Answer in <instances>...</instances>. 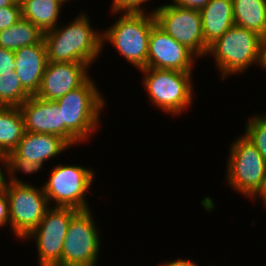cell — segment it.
<instances>
[{
	"label": "cell",
	"mask_w": 266,
	"mask_h": 266,
	"mask_svg": "<svg viewBox=\"0 0 266 266\" xmlns=\"http://www.w3.org/2000/svg\"><path fill=\"white\" fill-rule=\"evenodd\" d=\"M83 12L67 26L44 32L47 58L51 62H76L92 65L103 49L102 31L93 30Z\"/></svg>",
	"instance_id": "cell-1"
},
{
	"label": "cell",
	"mask_w": 266,
	"mask_h": 266,
	"mask_svg": "<svg viewBox=\"0 0 266 266\" xmlns=\"http://www.w3.org/2000/svg\"><path fill=\"white\" fill-rule=\"evenodd\" d=\"M62 115V138L70 145L88 140L99 127L105 99L90 77L82 86L55 100Z\"/></svg>",
	"instance_id": "cell-2"
},
{
	"label": "cell",
	"mask_w": 266,
	"mask_h": 266,
	"mask_svg": "<svg viewBox=\"0 0 266 266\" xmlns=\"http://www.w3.org/2000/svg\"><path fill=\"white\" fill-rule=\"evenodd\" d=\"M154 11L122 13L108 30L102 31V45L108 40L138 70L147 68L149 35L156 24Z\"/></svg>",
	"instance_id": "cell-3"
},
{
	"label": "cell",
	"mask_w": 266,
	"mask_h": 266,
	"mask_svg": "<svg viewBox=\"0 0 266 266\" xmlns=\"http://www.w3.org/2000/svg\"><path fill=\"white\" fill-rule=\"evenodd\" d=\"M262 36L244 27L233 25L220 38L208 46L206 55H213L221 78L245 72L259 64Z\"/></svg>",
	"instance_id": "cell-4"
},
{
	"label": "cell",
	"mask_w": 266,
	"mask_h": 266,
	"mask_svg": "<svg viewBox=\"0 0 266 266\" xmlns=\"http://www.w3.org/2000/svg\"><path fill=\"white\" fill-rule=\"evenodd\" d=\"M143 84L153 106L173 115L192 105V72L144 68Z\"/></svg>",
	"instance_id": "cell-5"
},
{
	"label": "cell",
	"mask_w": 266,
	"mask_h": 266,
	"mask_svg": "<svg viewBox=\"0 0 266 266\" xmlns=\"http://www.w3.org/2000/svg\"><path fill=\"white\" fill-rule=\"evenodd\" d=\"M227 184L250 199L266 177V162L256 147L244 136L233 142L227 162Z\"/></svg>",
	"instance_id": "cell-6"
},
{
	"label": "cell",
	"mask_w": 266,
	"mask_h": 266,
	"mask_svg": "<svg viewBox=\"0 0 266 266\" xmlns=\"http://www.w3.org/2000/svg\"><path fill=\"white\" fill-rule=\"evenodd\" d=\"M50 173L49 179L41 186L50 205L54 200V206L89 209L86 193L95 178L91 169L79 165L58 164L52 167Z\"/></svg>",
	"instance_id": "cell-7"
},
{
	"label": "cell",
	"mask_w": 266,
	"mask_h": 266,
	"mask_svg": "<svg viewBox=\"0 0 266 266\" xmlns=\"http://www.w3.org/2000/svg\"><path fill=\"white\" fill-rule=\"evenodd\" d=\"M11 231L24 239L35 229L50 207L43 187L6 182ZM49 205V206H48Z\"/></svg>",
	"instance_id": "cell-8"
},
{
	"label": "cell",
	"mask_w": 266,
	"mask_h": 266,
	"mask_svg": "<svg viewBox=\"0 0 266 266\" xmlns=\"http://www.w3.org/2000/svg\"><path fill=\"white\" fill-rule=\"evenodd\" d=\"M91 210H79L70 220L60 266H97L100 253L99 228Z\"/></svg>",
	"instance_id": "cell-9"
},
{
	"label": "cell",
	"mask_w": 266,
	"mask_h": 266,
	"mask_svg": "<svg viewBox=\"0 0 266 266\" xmlns=\"http://www.w3.org/2000/svg\"><path fill=\"white\" fill-rule=\"evenodd\" d=\"M156 24L196 57L205 56V44L199 10L180 7L173 2L160 5L154 11Z\"/></svg>",
	"instance_id": "cell-10"
},
{
	"label": "cell",
	"mask_w": 266,
	"mask_h": 266,
	"mask_svg": "<svg viewBox=\"0 0 266 266\" xmlns=\"http://www.w3.org/2000/svg\"><path fill=\"white\" fill-rule=\"evenodd\" d=\"M79 210L52 205L43 219L24 239L35 238L39 266H60L62 249L71 218Z\"/></svg>",
	"instance_id": "cell-11"
},
{
	"label": "cell",
	"mask_w": 266,
	"mask_h": 266,
	"mask_svg": "<svg viewBox=\"0 0 266 266\" xmlns=\"http://www.w3.org/2000/svg\"><path fill=\"white\" fill-rule=\"evenodd\" d=\"M197 57L155 24L149 35L147 68L191 72Z\"/></svg>",
	"instance_id": "cell-12"
},
{
	"label": "cell",
	"mask_w": 266,
	"mask_h": 266,
	"mask_svg": "<svg viewBox=\"0 0 266 266\" xmlns=\"http://www.w3.org/2000/svg\"><path fill=\"white\" fill-rule=\"evenodd\" d=\"M89 67L84 63L48 61L36 96L51 101L61 98L90 78Z\"/></svg>",
	"instance_id": "cell-13"
},
{
	"label": "cell",
	"mask_w": 266,
	"mask_h": 266,
	"mask_svg": "<svg viewBox=\"0 0 266 266\" xmlns=\"http://www.w3.org/2000/svg\"><path fill=\"white\" fill-rule=\"evenodd\" d=\"M19 108L25 132L55 134L62 138V115L56 101L31 95Z\"/></svg>",
	"instance_id": "cell-14"
},
{
	"label": "cell",
	"mask_w": 266,
	"mask_h": 266,
	"mask_svg": "<svg viewBox=\"0 0 266 266\" xmlns=\"http://www.w3.org/2000/svg\"><path fill=\"white\" fill-rule=\"evenodd\" d=\"M14 54L15 74L19 77L22 87L30 95H36L48 63L44 40L38 44L21 47L14 51Z\"/></svg>",
	"instance_id": "cell-15"
},
{
	"label": "cell",
	"mask_w": 266,
	"mask_h": 266,
	"mask_svg": "<svg viewBox=\"0 0 266 266\" xmlns=\"http://www.w3.org/2000/svg\"><path fill=\"white\" fill-rule=\"evenodd\" d=\"M71 146L60 136L46 133L25 132L13 150L19 157L31 162H42L58 156Z\"/></svg>",
	"instance_id": "cell-16"
},
{
	"label": "cell",
	"mask_w": 266,
	"mask_h": 266,
	"mask_svg": "<svg viewBox=\"0 0 266 266\" xmlns=\"http://www.w3.org/2000/svg\"><path fill=\"white\" fill-rule=\"evenodd\" d=\"M199 12L207 46L220 38L234 25L232 0H211Z\"/></svg>",
	"instance_id": "cell-17"
},
{
	"label": "cell",
	"mask_w": 266,
	"mask_h": 266,
	"mask_svg": "<svg viewBox=\"0 0 266 266\" xmlns=\"http://www.w3.org/2000/svg\"><path fill=\"white\" fill-rule=\"evenodd\" d=\"M63 3L64 0H21V17L47 32L58 25Z\"/></svg>",
	"instance_id": "cell-18"
},
{
	"label": "cell",
	"mask_w": 266,
	"mask_h": 266,
	"mask_svg": "<svg viewBox=\"0 0 266 266\" xmlns=\"http://www.w3.org/2000/svg\"><path fill=\"white\" fill-rule=\"evenodd\" d=\"M232 4L234 24L263 37L266 33V0H232Z\"/></svg>",
	"instance_id": "cell-19"
},
{
	"label": "cell",
	"mask_w": 266,
	"mask_h": 266,
	"mask_svg": "<svg viewBox=\"0 0 266 266\" xmlns=\"http://www.w3.org/2000/svg\"><path fill=\"white\" fill-rule=\"evenodd\" d=\"M25 125L19 107L0 106V152L7 155L23 138Z\"/></svg>",
	"instance_id": "cell-20"
},
{
	"label": "cell",
	"mask_w": 266,
	"mask_h": 266,
	"mask_svg": "<svg viewBox=\"0 0 266 266\" xmlns=\"http://www.w3.org/2000/svg\"><path fill=\"white\" fill-rule=\"evenodd\" d=\"M43 35L44 32L37 26L21 17L11 27L0 31V47L16 51L21 47L40 43Z\"/></svg>",
	"instance_id": "cell-21"
},
{
	"label": "cell",
	"mask_w": 266,
	"mask_h": 266,
	"mask_svg": "<svg viewBox=\"0 0 266 266\" xmlns=\"http://www.w3.org/2000/svg\"><path fill=\"white\" fill-rule=\"evenodd\" d=\"M30 96L15 73L0 76V106L20 107Z\"/></svg>",
	"instance_id": "cell-22"
},
{
	"label": "cell",
	"mask_w": 266,
	"mask_h": 266,
	"mask_svg": "<svg viewBox=\"0 0 266 266\" xmlns=\"http://www.w3.org/2000/svg\"><path fill=\"white\" fill-rule=\"evenodd\" d=\"M44 164L42 162L36 161L31 162L27 161L25 158L19 157L14 151H11L6 155V174L9 178L6 179V182L14 183V184H26L22 179L16 177L14 173L21 171L24 174H32L36 173ZM10 174V175H9ZM22 180V181H21Z\"/></svg>",
	"instance_id": "cell-23"
},
{
	"label": "cell",
	"mask_w": 266,
	"mask_h": 266,
	"mask_svg": "<svg viewBox=\"0 0 266 266\" xmlns=\"http://www.w3.org/2000/svg\"><path fill=\"white\" fill-rule=\"evenodd\" d=\"M246 124V132L243 135L256 147L266 162V115H256Z\"/></svg>",
	"instance_id": "cell-24"
},
{
	"label": "cell",
	"mask_w": 266,
	"mask_h": 266,
	"mask_svg": "<svg viewBox=\"0 0 266 266\" xmlns=\"http://www.w3.org/2000/svg\"><path fill=\"white\" fill-rule=\"evenodd\" d=\"M21 18V5L16 1L11 6L0 8V31L14 25Z\"/></svg>",
	"instance_id": "cell-25"
},
{
	"label": "cell",
	"mask_w": 266,
	"mask_h": 266,
	"mask_svg": "<svg viewBox=\"0 0 266 266\" xmlns=\"http://www.w3.org/2000/svg\"><path fill=\"white\" fill-rule=\"evenodd\" d=\"M112 13H132V14H145L142 9V4L150 0H112Z\"/></svg>",
	"instance_id": "cell-26"
},
{
	"label": "cell",
	"mask_w": 266,
	"mask_h": 266,
	"mask_svg": "<svg viewBox=\"0 0 266 266\" xmlns=\"http://www.w3.org/2000/svg\"><path fill=\"white\" fill-rule=\"evenodd\" d=\"M14 51L0 47V76L15 73Z\"/></svg>",
	"instance_id": "cell-27"
},
{
	"label": "cell",
	"mask_w": 266,
	"mask_h": 266,
	"mask_svg": "<svg viewBox=\"0 0 266 266\" xmlns=\"http://www.w3.org/2000/svg\"><path fill=\"white\" fill-rule=\"evenodd\" d=\"M10 225L9 203L6 190L0 189V227Z\"/></svg>",
	"instance_id": "cell-28"
},
{
	"label": "cell",
	"mask_w": 266,
	"mask_h": 266,
	"mask_svg": "<svg viewBox=\"0 0 266 266\" xmlns=\"http://www.w3.org/2000/svg\"><path fill=\"white\" fill-rule=\"evenodd\" d=\"M210 1L211 0H173L171 2H173L174 4L180 7L200 10L205 5H207Z\"/></svg>",
	"instance_id": "cell-29"
},
{
	"label": "cell",
	"mask_w": 266,
	"mask_h": 266,
	"mask_svg": "<svg viewBox=\"0 0 266 266\" xmlns=\"http://www.w3.org/2000/svg\"><path fill=\"white\" fill-rule=\"evenodd\" d=\"M157 266H198V264H195L190 259H178L173 261H167L165 264H160Z\"/></svg>",
	"instance_id": "cell-30"
},
{
	"label": "cell",
	"mask_w": 266,
	"mask_h": 266,
	"mask_svg": "<svg viewBox=\"0 0 266 266\" xmlns=\"http://www.w3.org/2000/svg\"><path fill=\"white\" fill-rule=\"evenodd\" d=\"M259 66L266 70V40L263 37L260 43Z\"/></svg>",
	"instance_id": "cell-31"
},
{
	"label": "cell",
	"mask_w": 266,
	"mask_h": 266,
	"mask_svg": "<svg viewBox=\"0 0 266 266\" xmlns=\"http://www.w3.org/2000/svg\"><path fill=\"white\" fill-rule=\"evenodd\" d=\"M0 163L3 164L4 167H6V156H0ZM3 169H1L0 166V189H3L6 184L7 177L5 176V173L2 172Z\"/></svg>",
	"instance_id": "cell-32"
},
{
	"label": "cell",
	"mask_w": 266,
	"mask_h": 266,
	"mask_svg": "<svg viewBox=\"0 0 266 266\" xmlns=\"http://www.w3.org/2000/svg\"><path fill=\"white\" fill-rule=\"evenodd\" d=\"M256 196H257V198L259 196V197H261V199H263L262 202H263V204L266 207V177H265V179H264V181L262 183L261 188L256 192V194L252 198L255 199Z\"/></svg>",
	"instance_id": "cell-33"
},
{
	"label": "cell",
	"mask_w": 266,
	"mask_h": 266,
	"mask_svg": "<svg viewBox=\"0 0 266 266\" xmlns=\"http://www.w3.org/2000/svg\"><path fill=\"white\" fill-rule=\"evenodd\" d=\"M17 0H0V8L11 6L13 5Z\"/></svg>",
	"instance_id": "cell-34"
}]
</instances>
